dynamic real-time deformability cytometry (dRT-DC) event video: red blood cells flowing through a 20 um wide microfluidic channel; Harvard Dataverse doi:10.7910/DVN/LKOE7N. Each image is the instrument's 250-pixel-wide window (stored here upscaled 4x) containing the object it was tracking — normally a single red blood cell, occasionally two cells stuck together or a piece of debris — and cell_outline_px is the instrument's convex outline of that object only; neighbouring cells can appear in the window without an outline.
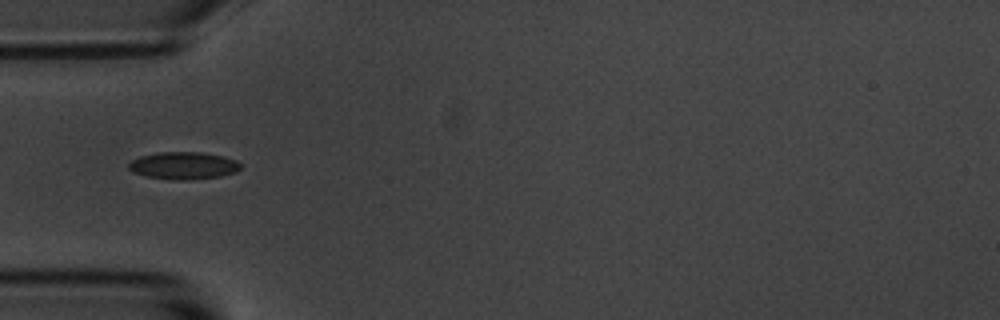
{"species": "common noctule bat (a hibernating species)", "species_latin": "Nyctalus noctula", "temperature_condition": "room temperature", "stored_images_in_passage": 5, "camera_frame_rate_fps": 3000, "um_per_image_px": 0.085, "animal": {"sex": "male", "body_mass_g": 20.1, "forearm_length_mm": 53.5}, "frame": {"image": 1, "passage_image": 3, "time_ms": 2.333, "image_size_px": [1000, 320], "cell_outline_px": [[240, 168], [236, 172], [220, 176], [188, 180], [172, 180], [148, 176], [132, 172], [128, 168], [128, 164], [132, 160], [140, 156], [156, 152], [200, 152], [224, 156], [236, 160], [240, 164]], "centroid_in_image_um": [15.58, 14.07], "position_along_channel_um": 69.4, "area_um2": 17.86}}
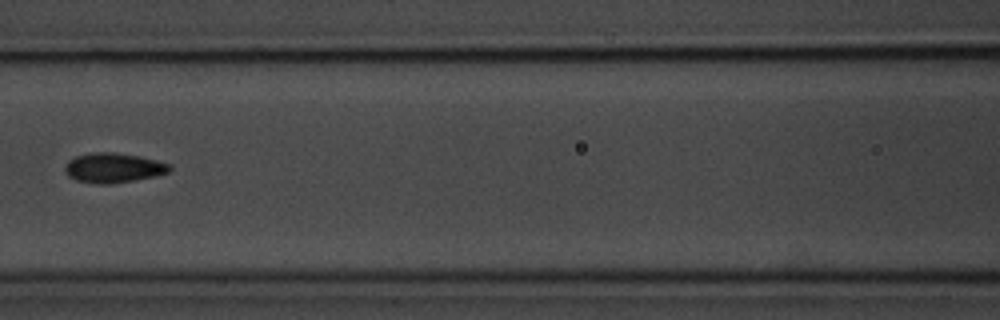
{"frame": {"image": 2, "passage_image": 5, "time_ms": 4.667, "image_size_px": [1000, 320], "cell_outline_px": [[172, 168], [168, 172], [156, 176], [112, 184], [96, 184], [76, 180], [68, 176], [64, 168], [68, 160], [76, 156], [92, 152], [112, 152], [140, 156], [156, 160], [168, 164]], "centroid_in_image_um": [9.62, 14.27], "position_along_channel_um": 157.0, "area_um2": 18.15}}